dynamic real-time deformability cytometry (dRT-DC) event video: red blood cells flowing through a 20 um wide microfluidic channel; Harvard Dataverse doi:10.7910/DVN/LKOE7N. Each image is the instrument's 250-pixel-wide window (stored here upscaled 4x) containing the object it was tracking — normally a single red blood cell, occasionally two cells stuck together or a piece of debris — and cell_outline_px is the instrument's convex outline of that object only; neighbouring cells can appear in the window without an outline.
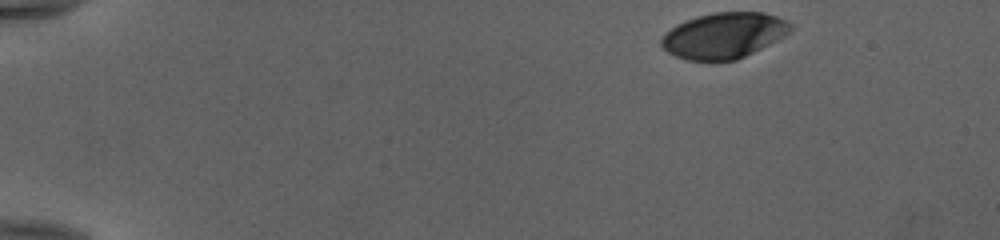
{"species": "human", "species_latin": "Homo sapiens", "temperature_condition": "cold", "stored_images_in_passage": 46, "camera_frame_rate_fps": 3000, "um_per_image_px": 0.085, "donor": {"sex": "female"}, "frame": {"image": 1, "passage_image": 1, "time_ms": 0.0, "image_size_px": [1000, 240], "cell_outline_px": [[792, 28], [784, 36], [736, 60], [688, 60], [676, 56], [668, 52], [660, 44], [660, 40], [676, 24], [696, 16], [712, 12], [764, 12], [776, 16], [792, 24]], "centroid_in_image_um": [61.52, 3.0], "position_along_channel_um": 23.5, "area_um2": 33.99}}
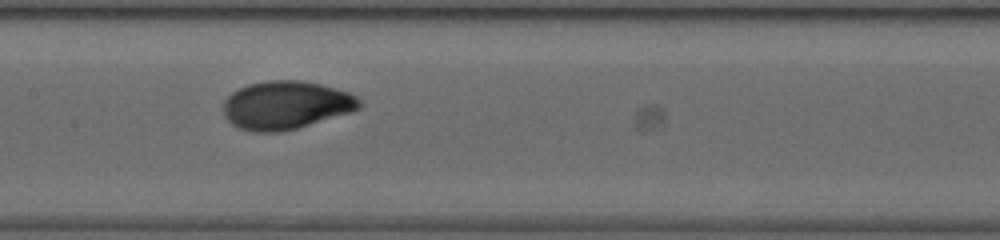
{"frame": {"image": 2, "passage_image": 22, "time_ms": 7.0, "image_size_px": [1000, 240], "cell_outline_px": [[364, 104], [360, 108], [352, 112], [296, 128], [280, 132], [252, 132], [240, 128], [232, 124], [224, 116], [224, 100], [232, 92], [248, 84], [268, 80], [300, 80], [320, 84], [348, 92], [356, 96]], "centroid_in_image_um": [24.31, 8.94], "position_along_channel_um": 183.1, "area_um2": 38.26}}
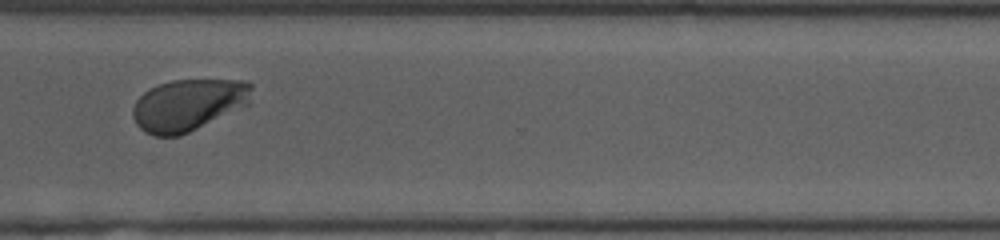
{"frame": {"image": 3, "passage_image": 35, "time_ms": 11.333, "image_size_px": [1000, 240], "cell_outline_px": [[252, 88], [248, 104], [180, 136], [152, 136], [144, 132], [136, 124], [132, 116], [132, 108], [136, 100], [144, 92], [160, 84], [172, 80], [248, 80], [252, 84]], "centroid_in_image_um": [15.98, 8.92], "position_along_channel_um": 354.6, "area_um2": 35.72}, "authors_computed_cell_mechanics": {"area_um2": 36.3562, "velocity_mm_per_s": 3.964, "shape_relaxation_time_tau1_ms": 2.6587, "shape_relaxation_time_tau2_ms": null, "deformation_change_tau1": 0.1564, "deformation_change_tau2": null}}